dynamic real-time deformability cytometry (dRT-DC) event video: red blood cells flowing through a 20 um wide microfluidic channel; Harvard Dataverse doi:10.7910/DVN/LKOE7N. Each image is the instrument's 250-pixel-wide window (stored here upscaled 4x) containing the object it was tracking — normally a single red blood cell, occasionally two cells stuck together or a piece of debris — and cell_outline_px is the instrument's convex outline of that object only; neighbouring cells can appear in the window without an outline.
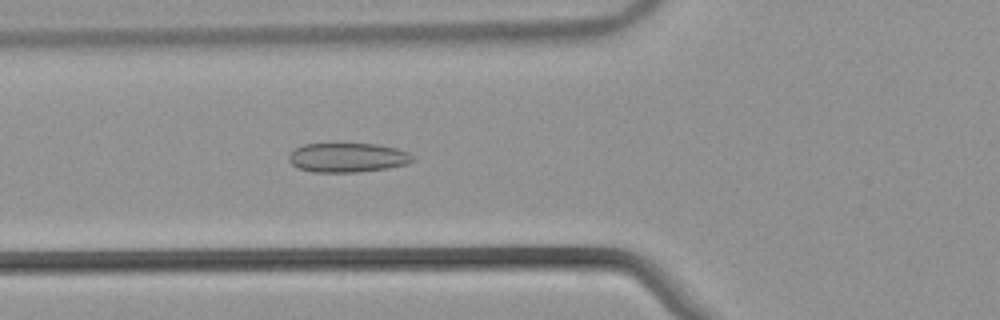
{"species": "common noctule bat (a hibernating species)", "species_latin": "Nyctalus noctula", "temperature_condition": "warm", "stored_images_in_passage": 10, "camera_frame_rate_fps": 3000, "um_per_image_px": 0.085, "animal": {"sex": "male", "body_mass_g": 21.5, "forearm_length_mm": 52.0}, "frame": {"image": 1, "passage_image": 4, "time_ms": 1.0, "image_size_px": [1000, 320], "cell_outline_px": [[416, 160], [408, 164], [388, 168], [356, 172], [312, 172], [296, 168], [288, 160], [288, 156], [296, 148], [304, 144], [376, 144], [396, 148], [408, 152], [416, 156]], "centroid_in_image_um": [29.58, 13.4], "position_along_channel_um": 96.2, "area_um2": 21.33}}
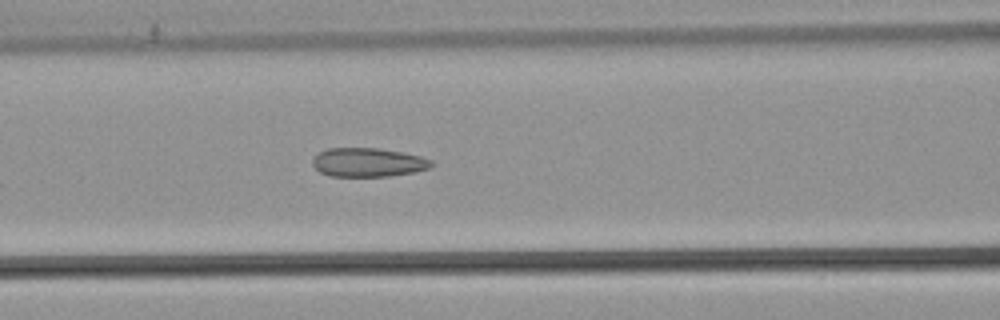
{"frame": {"image": 2, "passage_image": 7, "time_ms": 2.0, "image_size_px": [1000, 320], "cell_outline_px": [[436, 164], [428, 168], [416, 172], [388, 176], [328, 176], [320, 172], [312, 164], [312, 160], [320, 152], [328, 148], [380, 148], [404, 152], [420, 156], [432, 160]], "centroid_in_image_um": [31.32, 13.8], "position_along_channel_um": 135.3, "area_um2": 20.11}}
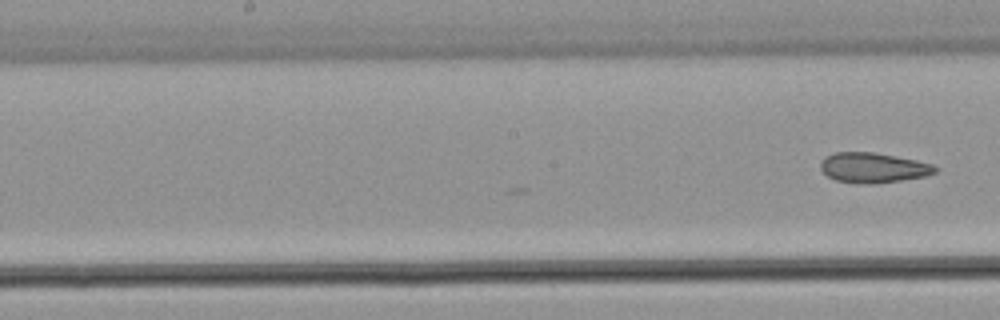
{"frame": {"image": 3, "passage_image": 10, "time_ms": 3.0, "image_size_px": [1000, 320], "cell_outline_px": [[936, 172], [924, 176], [900, 180], [868, 184], [860, 184], [836, 180], [828, 176], [820, 168], [820, 160], [824, 156], [836, 152], [872, 152], [896, 156], [916, 160], [932, 164], [936, 168]], "centroid_in_image_um": [74.17, 14.24], "position_along_channel_um": 174.0, "area_um2": 19.94}}